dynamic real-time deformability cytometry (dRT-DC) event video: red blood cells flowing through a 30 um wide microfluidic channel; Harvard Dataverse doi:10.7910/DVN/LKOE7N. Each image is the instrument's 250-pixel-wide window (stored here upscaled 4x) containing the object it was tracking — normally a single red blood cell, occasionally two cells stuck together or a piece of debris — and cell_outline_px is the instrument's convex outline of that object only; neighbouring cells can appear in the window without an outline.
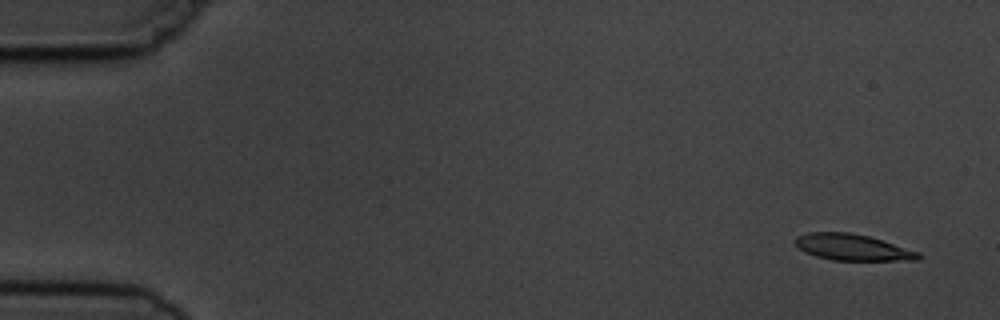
{"species": "common noctule bat (a hibernating species)", "species_latin": "Nyctalus noctula", "temperature_condition": "cold", "stored_images_in_passage": 6, "segment_of_instrument_passage": [2, 2], "camera_frame_rate_fps": 3000, "um_per_image_px": 0.085, "animal": {"sex": "male", "body_mass_g": 19.5, "forearm_length_mm": 54.6}, "frame": {"image": 1, "passage_image": 6, "time_ms": 6.0, "image_size_px": [1000, 320], "cell_outline_px": [[924, 256], [920, 260], [832, 260], [816, 256], [804, 252], [796, 244], [796, 236], [808, 232], [848, 232], [868, 236], [920, 252]], "centroid_in_image_um": [72.49, 21.02], "position_along_channel_um": 12.5, "area_um2": 18.79}}